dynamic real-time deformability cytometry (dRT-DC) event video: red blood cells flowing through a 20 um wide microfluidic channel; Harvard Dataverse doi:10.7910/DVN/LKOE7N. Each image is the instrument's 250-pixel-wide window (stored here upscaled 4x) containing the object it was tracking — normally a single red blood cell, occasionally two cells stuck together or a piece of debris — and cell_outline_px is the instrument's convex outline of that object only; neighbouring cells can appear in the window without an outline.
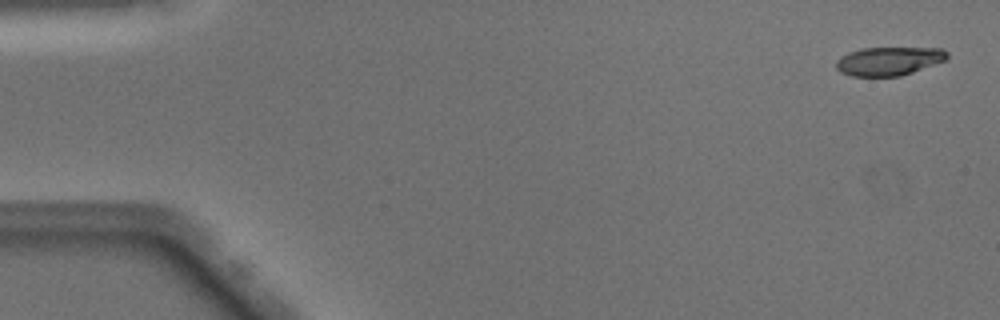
{"species": "Egyptian fruit bat (a non-hibernating species)", "species_latin": "Rousettus aegyptiacus", "temperature_condition": "warm", "stored_images_in_passage": 46, "camera_frame_rate_fps": 3000, "um_per_image_px": 0.085, "animal": {"sex": "male"}, "frame": {"image": 1, "passage_image": 2, "time_ms": 0.333, "image_size_px": [1000, 320], "cell_outline_px": [[948, 56], [944, 60], [912, 72], [900, 76], [852, 76], [840, 72], [836, 68], [836, 60], [840, 56], [848, 52], [860, 48], [940, 48], [948, 52]], "centroid_in_image_um": [75.49, 5.19], "position_along_channel_um": 9.5, "area_um2": 18.38}}
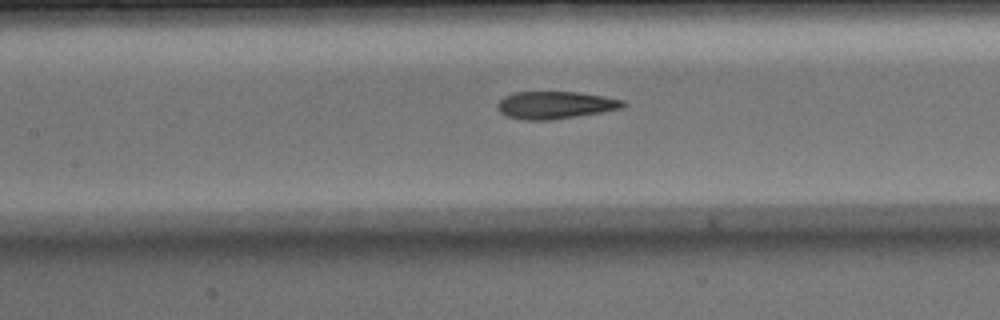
{"frame": {"image": 2, "passage_image": 23, "time_ms": 7.333, "image_size_px": [1000, 320], "cell_outline_px": [[628, 104], [620, 108], [600, 112], [548, 120], [524, 120], [508, 116], [500, 112], [496, 108], [496, 104], [504, 96], [512, 92], [576, 92], [604, 96], [624, 100]], "centroid_in_image_um": [47.16, 8.92], "position_along_channel_um": 160.2, "area_um2": 19.94}}
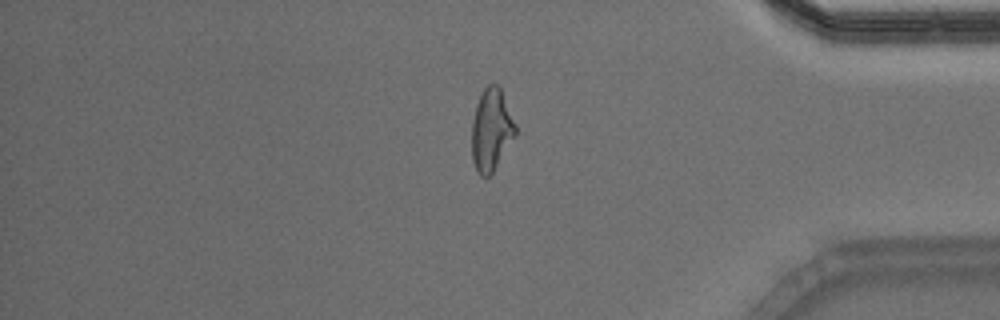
{"frame": {"image": 3, "passage_image": 42, "time_ms": 13.667, "image_size_px": [1000, 320], "cell_outline_px": [[516, 136], [492, 172], [488, 176], [480, 176], [472, 160], [472, 120], [476, 104], [484, 88], [488, 84], [496, 84], [500, 88], [516, 124]], "centroid_in_image_um": [41.76, 11.03], "position_along_channel_um": 393.4, "area_um2": 20.75}}